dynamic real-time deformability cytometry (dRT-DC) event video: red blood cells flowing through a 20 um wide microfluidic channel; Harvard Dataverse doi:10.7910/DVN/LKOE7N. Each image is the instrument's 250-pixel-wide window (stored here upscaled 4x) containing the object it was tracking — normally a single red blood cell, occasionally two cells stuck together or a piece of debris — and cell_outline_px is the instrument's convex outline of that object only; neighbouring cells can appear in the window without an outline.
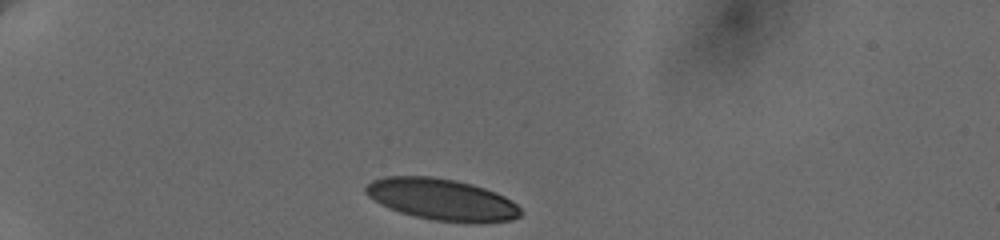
{"species": "human", "species_latin": "Homo sapiens", "temperature_condition": "cold", "stored_images_in_passage": 3, "camera_frame_rate_fps": 3000, "um_per_image_px": 0.085, "donor": {"sex": "female"}, "frame": {"image": 1, "passage_image": 1, "time_ms": 0.0, "image_size_px": [1000, 240], "cell_outline_px": [[520, 216], [512, 220], [468, 224], [432, 220], [400, 212], [388, 208], [380, 204], [368, 196], [364, 192], [364, 188], [372, 180], [384, 176], [432, 176], [456, 180], [472, 184], [496, 192], [512, 200], [520, 208]], "centroid_in_image_um": [37.55, 16.96], "position_along_channel_um": 47.4, "area_um2": 37.86}}